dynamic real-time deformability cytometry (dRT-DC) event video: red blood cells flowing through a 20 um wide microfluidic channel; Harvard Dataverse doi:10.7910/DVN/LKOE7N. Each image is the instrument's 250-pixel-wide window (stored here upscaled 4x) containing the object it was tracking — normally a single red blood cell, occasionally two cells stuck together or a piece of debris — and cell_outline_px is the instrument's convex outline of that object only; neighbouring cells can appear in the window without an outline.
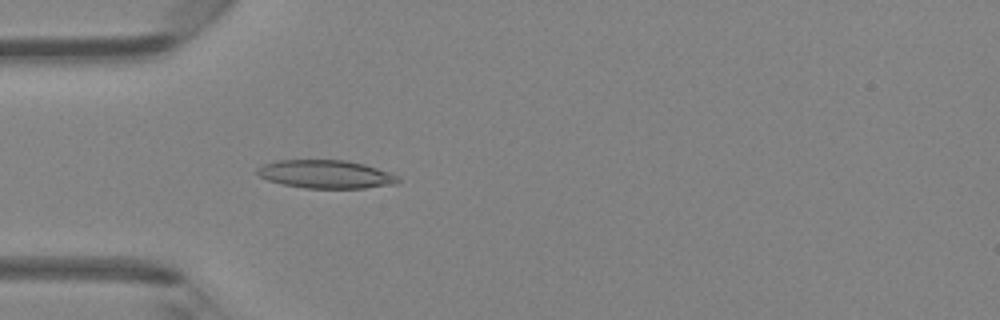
{"species": "Egyptian fruit bat (a non-hibernating species)", "species_latin": "Rousettus aegyptiacus", "temperature_condition": "room temperature", "stored_images_in_passage": 34, "camera_frame_rate_fps": 3000, "um_per_image_px": 0.085, "animal": {"sex": "female"}, "frame": {"image": 1, "passage_image": 1, "time_ms": 0.0, "image_size_px": [1000, 320], "cell_outline_px": [[400, 180], [396, 184], [364, 188], [304, 188], [284, 184], [268, 180], [260, 176], [256, 172], [256, 168], [264, 164], [280, 160], [348, 160], [364, 164], [392, 172], [400, 176]], "centroid_in_image_um": [27.75, 14.8], "position_along_channel_um": 57.2, "area_um2": 23.29}}
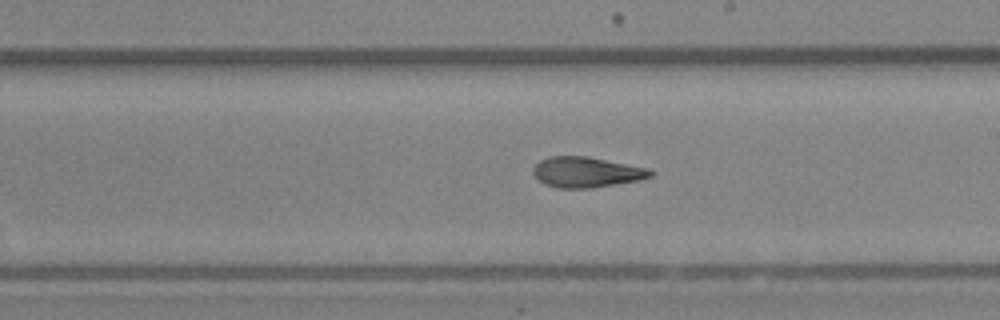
{"frame": {"image": 2, "passage_image": 14, "time_ms": 4.333, "image_size_px": [1000, 320], "cell_outline_px": [[656, 172], [652, 176], [640, 180], [592, 188], [556, 188], [544, 184], [532, 172], [532, 168], [540, 160], [548, 156], [588, 156], [648, 168]], "centroid_in_image_um": [49.86, 14.63], "position_along_channel_um": 239.1, "area_um2": 20.98}}
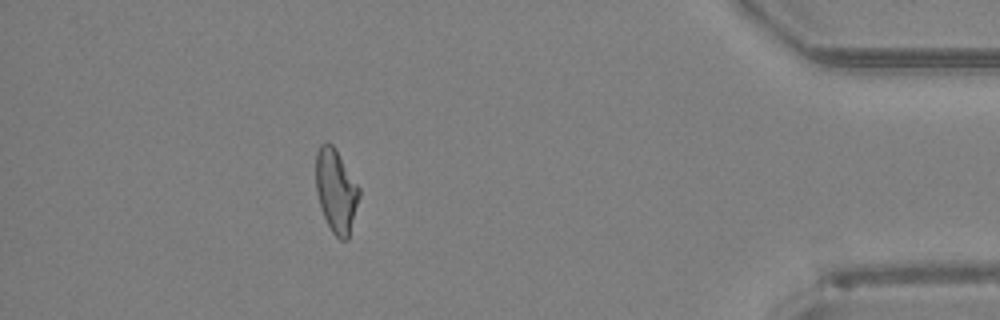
{"frame": {"image": 3, "passage_image": 29, "time_ms": 9.333, "image_size_px": [1000, 320], "cell_outline_px": [[360, 196], [348, 240], [340, 240], [332, 232], [320, 208], [316, 192], [316, 152], [320, 144], [332, 144], [360, 188]], "centroid_in_image_um": [28.56, 16.25], "position_along_channel_um": 406.6, "area_um2": 20.92}, "authors_computed_cell_mechanics": {"area_um2": 21.0392, "velocity_mm_per_s": 4.314, "shape_relaxation_time_tau1_ms": null, "shape_relaxation_time_tau2_ms": 2.3721, "deformation_change_tau1": null, "deformation_change_tau2": 0.0931}}